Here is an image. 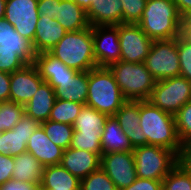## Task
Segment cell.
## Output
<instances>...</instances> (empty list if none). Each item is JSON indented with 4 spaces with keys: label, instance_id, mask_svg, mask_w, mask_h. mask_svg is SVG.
Segmentation results:
<instances>
[{
    "label": "cell",
    "instance_id": "35",
    "mask_svg": "<svg viewBox=\"0 0 191 190\" xmlns=\"http://www.w3.org/2000/svg\"><path fill=\"white\" fill-rule=\"evenodd\" d=\"M175 124L181 143L191 138V100L175 115Z\"/></svg>",
    "mask_w": 191,
    "mask_h": 190
},
{
    "label": "cell",
    "instance_id": "7",
    "mask_svg": "<svg viewBox=\"0 0 191 190\" xmlns=\"http://www.w3.org/2000/svg\"><path fill=\"white\" fill-rule=\"evenodd\" d=\"M191 100V82L182 76L158 80L148 101L162 111L175 115Z\"/></svg>",
    "mask_w": 191,
    "mask_h": 190
},
{
    "label": "cell",
    "instance_id": "47",
    "mask_svg": "<svg viewBox=\"0 0 191 190\" xmlns=\"http://www.w3.org/2000/svg\"><path fill=\"white\" fill-rule=\"evenodd\" d=\"M76 3H78L82 8H84L86 11L90 8L91 3H93L96 0H72Z\"/></svg>",
    "mask_w": 191,
    "mask_h": 190
},
{
    "label": "cell",
    "instance_id": "33",
    "mask_svg": "<svg viewBox=\"0 0 191 190\" xmlns=\"http://www.w3.org/2000/svg\"><path fill=\"white\" fill-rule=\"evenodd\" d=\"M178 54L180 59V74L191 82V37L182 32L176 38Z\"/></svg>",
    "mask_w": 191,
    "mask_h": 190
},
{
    "label": "cell",
    "instance_id": "34",
    "mask_svg": "<svg viewBox=\"0 0 191 190\" xmlns=\"http://www.w3.org/2000/svg\"><path fill=\"white\" fill-rule=\"evenodd\" d=\"M80 190H118L106 172L100 167L81 179Z\"/></svg>",
    "mask_w": 191,
    "mask_h": 190
},
{
    "label": "cell",
    "instance_id": "10",
    "mask_svg": "<svg viewBox=\"0 0 191 190\" xmlns=\"http://www.w3.org/2000/svg\"><path fill=\"white\" fill-rule=\"evenodd\" d=\"M121 61L142 63L148 56L153 40L138 24L121 23L118 25Z\"/></svg>",
    "mask_w": 191,
    "mask_h": 190
},
{
    "label": "cell",
    "instance_id": "30",
    "mask_svg": "<svg viewBox=\"0 0 191 190\" xmlns=\"http://www.w3.org/2000/svg\"><path fill=\"white\" fill-rule=\"evenodd\" d=\"M83 104L56 99L49 115V120L73 125Z\"/></svg>",
    "mask_w": 191,
    "mask_h": 190
},
{
    "label": "cell",
    "instance_id": "45",
    "mask_svg": "<svg viewBox=\"0 0 191 190\" xmlns=\"http://www.w3.org/2000/svg\"><path fill=\"white\" fill-rule=\"evenodd\" d=\"M180 15L185 19L191 14V0H173Z\"/></svg>",
    "mask_w": 191,
    "mask_h": 190
},
{
    "label": "cell",
    "instance_id": "14",
    "mask_svg": "<svg viewBox=\"0 0 191 190\" xmlns=\"http://www.w3.org/2000/svg\"><path fill=\"white\" fill-rule=\"evenodd\" d=\"M43 82L34 64H27L14 71L10 77V101L25 106Z\"/></svg>",
    "mask_w": 191,
    "mask_h": 190
},
{
    "label": "cell",
    "instance_id": "26",
    "mask_svg": "<svg viewBox=\"0 0 191 190\" xmlns=\"http://www.w3.org/2000/svg\"><path fill=\"white\" fill-rule=\"evenodd\" d=\"M81 180L61 164L44 167L40 189L80 190Z\"/></svg>",
    "mask_w": 191,
    "mask_h": 190
},
{
    "label": "cell",
    "instance_id": "24",
    "mask_svg": "<svg viewBox=\"0 0 191 190\" xmlns=\"http://www.w3.org/2000/svg\"><path fill=\"white\" fill-rule=\"evenodd\" d=\"M55 19L67 32L90 27L87 11L72 0H60Z\"/></svg>",
    "mask_w": 191,
    "mask_h": 190
},
{
    "label": "cell",
    "instance_id": "2",
    "mask_svg": "<svg viewBox=\"0 0 191 190\" xmlns=\"http://www.w3.org/2000/svg\"><path fill=\"white\" fill-rule=\"evenodd\" d=\"M139 125L147 138V145L170 149L179 155V139L174 115L162 111L150 101H139Z\"/></svg>",
    "mask_w": 191,
    "mask_h": 190
},
{
    "label": "cell",
    "instance_id": "3",
    "mask_svg": "<svg viewBox=\"0 0 191 190\" xmlns=\"http://www.w3.org/2000/svg\"><path fill=\"white\" fill-rule=\"evenodd\" d=\"M49 53L77 71H89L97 67L91 26L67 32Z\"/></svg>",
    "mask_w": 191,
    "mask_h": 190
},
{
    "label": "cell",
    "instance_id": "23",
    "mask_svg": "<svg viewBox=\"0 0 191 190\" xmlns=\"http://www.w3.org/2000/svg\"><path fill=\"white\" fill-rule=\"evenodd\" d=\"M103 154L110 152H132L134 147L114 116L106 119L101 134Z\"/></svg>",
    "mask_w": 191,
    "mask_h": 190
},
{
    "label": "cell",
    "instance_id": "4",
    "mask_svg": "<svg viewBox=\"0 0 191 190\" xmlns=\"http://www.w3.org/2000/svg\"><path fill=\"white\" fill-rule=\"evenodd\" d=\"M126 101L108 67L89 70L87 106L110 117L114 116Z\"/></svg>",
    "mask_w": 191,
    "mask_h": 190
},
{
    "label": "cell",
    "instance_id": "6",
    "mask_svg": "<svg viewBox=\"0 0 191 190\" xmlns=\"http://www.w3.org/2000/svg\"><path fill=\"white\" fill-rule=\"evenodd\" d=\"M136 175L142 179L163 180L178 164V155L155 145L135 147L133 150Z\"/></svg>",
    "mask_w": 191,
    "mask_h": 190
},
{
    "label": "cell",
    "instance_id": "43",
    "mask_svg": "<svg viewBox=\"0 0 191 190\" xmlns=\"http://www.w3.org/2000/svg\"><path fill=\"white\" fill-rule=\"evenodd\" d=\"M0 190H40V184L9 180L0 185Z\"/></svg>",
    "mask_w": 191,
    "mask_h": 190
},
{
    "label": "cell",
    "instance_id": "31",
    "mask_svg": "<svg viewBox=\"0 0 191 190\" xmlns=\"http://www.w3.org/2000/svg\"><path fill=\"white\" fill-rule=\"evenodd\" d=\"M162 190H191V170L178 163L163 179Z\"/></svg>",
    "mask_w": 191,
    "mask_h": 190
},
{
    "label": "cell",
    "instance_id": "22",
    "mask_svg": "<svg viewBox=\"0 0 191 190\" xmlns=\"http://www.w3.org/2000/svg\"><path fill=\"white\" fill-rule=\"evenodd\" d=\"M0 48L15 50V53L26 63L34 64L36 53L32 43L20 36L6 20H0Z\"/></svg>",
    "mask_w": 191,
    "mask_h": 190
},
{
    "label": "cell",
    "instance_id": "28",
    "mask_svg": "<svg viewBox=\"0 0 191 190\" xmlns=\"http://www.w3.org/2000/svg\"><path fill=\"white\" fill-rule=\"evenodd\" d=\"M107 118L106 114L100 113L90 106L83 105L72 126L74 131L80 133V136H101Z\"/></svg>",
    "mask_w": 191,
    "mask_h": 190
},
{
    "label": "cell",
    "instance_id": "46",
    "mask_svg": "<svg viewBox=\"0 0 191 190\" xmlns=\"http://www.w3.org/2000/svg\"><path fill=\"white\" fill-rule=\"evenodd\" d=\"M188 36L191 37V14L184 19V31Z\"/></svg>",
    "mask_w": 191,
    "mask_h": 190
},
{
    "label": "cell",
    "instance_id": "12",
    "mask_svg": "<svg viewBox=\"0 0 191 190\" xmlns=\"http://www.w3.org/2000/svg\"><path fill=\"white\" fill-rule=\"evenodd\" d=\"M100 167L118 190L130 186L137 179L133 151L102 154Z\"/></svg>",
    "mask_w": 191,
    "mask_h": 190
},
{
    "label": "cell",
    "instance_id": "44",
    "mask_svg": "<svg viewBox=\"0 0 191 190\" xmlns=\"http://www.w3.org/2000/svg\"><path fill=\"white\" fill-rule=\"evenodd\" d=\"M11 74L0 71V102L10 101Z\"/></svg>",
    "mask_w": 191,
    "mask_h": 190
},
{
    "label": "cell",
    "instance_id": "8",
    "mask_svg": "<svg viewBox=\"0 0 191 190\" xmlns=\"http://www.w3.org/2000/svg\"><path fill=\"white\" fill-rule=\"evenodd\" d=\"M144 64L156 81L179 76L180 59L176 38L153 40Z\"/></svg>",
    "mask_w": 191,
    "mask_h": 190
},
{
    "label": "cell",
    "instance_id": "21",
    "mask_svg": "<svg viewBox=\"0 0 191 190\" xmlns=\"http://www.w3.org/2000/svg\"><path fill=\"white\" fill-rule=\"evenodd\" d=\"M89 71H78L73 78L56 80V99L78 102L86 105Z\"/></svg>",
    "mask_w": 191,
    "mask_h": 190
},
{
    "label": "cell",
    "instance_id": "18",
    "mask_svg": "<svg viewBox=\"0 0 191 190\" xmlns=\"http://www.w3.org/2000/svg\"><path fill=\"white\" fill-rule=\"evenodd\" d=\"M66 33L67 31L55 18L39 15L32 45L34 52L36 54L50 52Z\"/></svg>",
    "mask_w": 191,
    "mask_h": 190
},
{
    "label": "cell",
    "instance_id": "42",
    "mask_svg": "<svg viewBox=\"0 0 191 190\" xmlns=\"http://www.w3.org/2000/svg\"><path fill=\"white\" fill-rule=\"evenodd\" d=\"M178 163L183 168L191 170V138L181 143V150L178 155Z\"/></svg>",
    "mask_w": 191,
    "mask_h": 190
},
{
    "label": "cell",
    "instance_id": "38",
    "mask_svg": "<svg viewBox=\"0 0 191 190\" xmlns=\"http://www.w3.org/2000/svg\"><path fill=\"white\" fill-rule=\"evenodd\" d=\"M27 64L15 53V50L0 48V71L13 73L22 69Z\"/></svg>",
    "mask_w": 191,
    "mask_h": 190
},
{
    "label": "cell",
    "instance_id": "25",
    "mask_svg": "<svg viewBox=\"0 0 191 190\" xmlns=\"http://www.w3.org/2000/svg\"><path fill=\"white\" fill-rule=\"evenodd\" d=\"M55 100L54 89L44 81L31 100L24 106L25 114L40 123L47 121Z\"/></svg>",
    "mask_w": 191,
    "mask_h": 190
},
{
    "label": "cell",
    "instance_id": "13",
    "mask_svg": "<svg viewBox=\"0 0 191 190\" xmlns=\"http://www.w3.org/2000/svg\"><path fill=\"white\" fill-rule=\"evenodd\" d=\"M41 123L24 115L12 130L0 132V154L17 156L27 151V142Z\"/></svg>",
    "mask_w": 191,
    "mask_h": 190
},
{
    "label": "cell",
    "instance_id": "32",
    "mask_svg": "<svg viewBox=\"0 0 191 190\" xmlns=\"http://www.w3.org/2000/svg\"><path fill=\"white\" fill-rule=\"evenodd\" d=\"M24 105L15 102H1L0 105V132L12 130L24 115Z\"/></svg>",
    "mask_w": 191,
    "mask_h": 190
},
{
    "label": "cell",
    "instance_id": "1",
    "mask_svg": "<svg viewBox=\"0 0 191 190\" xmlns=\"http://www.w3.org/2000/svg\"><path fill=\"white\" fill-rule=\"evenodd\" d=\"M138 25L152 40H170L184 31V18L173 0H147Z\"/></svg>",
    "mask_w": 191,
    "mask_h": 190
},
{
    "label": "cell",
    "instance_id": "17",
    "mask_svg": "<svg viewBox=\"0 0 191 190\" xmlns=\"http://www.w3.org/2000/svg\"><path fill=\"white\" fill-rule=\"evenodd\" d=\"M114 117L134 148L147 145L146 135L139 125V101L127 100L115 113Z\"/></svg>",
    "mask_w": 191,
    "mask_h": 190
},
{
    "label": "cell",
    "instance_id": "15",
    "mask_svg": "<svg viewBox=\"0 0 191 190\" xmlns=\"http://www.w3.org/2000/svg\"><path fill=\"white\" fill-rule=\"evenodd\" d=\"M27 151L42 165L50 166L61 163L64 149L54 144L40 125L28 139Z\"/></svg>",
    "mask_w": 191,
    "mask_h": 190
},
{
    "label": "cell",
    "instance_id": "27",
    "mask_svg": "<svg viewBox=\"0 0 191 190\" xmlns=\"http://www.w3.org/2000/svg\"><path fill=\"white\" fill-rule=\"evenodd\" d=\"M44 167L30 152H23L14 156L12 179L41 184Z\"/></svg>",
    "mask_w": 191,
    "mask_h": 190
},
{
    "label": "cell",
    "instance_id": "11",
    "mask_svg": "<svg viewBox=\"0 0 191 190\" xmlns=\"http://www.w3.org/2000/svg\"><path fill=\"white\" fill-rule=\"evenodd\" d=\"M91 30L97 67H108L121 61L118 25L93 26Z\"/></svg>",
    "mask_w": 191,
    "mask_h": 190
},
{
    "label": "cell",
    "instance_id": "41",
    "mask_svg": "<svg viewBox=\"0 0 191 190\" xmlns=\"http://www.w3.org/2000/svg\"><path fill=\"white\" fill-rule=\"evenodd\" d=\"M60 0H38L37 9L39 15H46L50 18L57 16Z\"/></svg>",
    "mask_w": 191,
    "mask_h": 190
},
{
    "label": "cell",
    "instance_id": "37",
    "mask_svg": "<svg viewBox=\"0 0 191 190\" xmlns=\"http://www.w3.org/2000/svg\"><path fill=\"white\" fill-rule=\"evenodd\" d=\"M70 147L74 149H81L92 153H96L100 157L103 154L101 147V136H80L79 132L74 131Z\"/></svg>",
    "mask_w": 191,
    "mask_h": 190
},
{
    "label": "cell",
    "instance_id": "16",
    "mask_svg": "<svg viewBox=\"0 0 191 190\" xmlns=\"http://www.w3.org/2000/svg\"><path fill=\"white\" fill-rule=\"evenodd\" d=\"M101 157L86 150L67 148L63 152L61 165L80 180L100 168Z\"/></svg>",
    "mask_w": 191,
    "mask_h": 190
},
{
    "label": "cell",
    "instance_id": "48",
    "mask_svg": "<svg viewBox=\"0 0 191 190\" xmlns=\"http://www.w3.org/2000/svg\"><path fill=\"white\" fill-rule=\"evenodd\" d=\"M5 3L6 0H0V20L4 19Z\"/></svg>",
    "mask_w": 191,
    "mask_h": 190
},
{
    "label": "cell",
    "instance_id": "5",
    "mask_svg": "<svg viewBox=\"0 0 191 190\" xmlns=\"http://www.w3.org/2000/svg\"><path fill=\"white\" fill-rule=\"evenodd\" d=\"M126 100H149L156 80L144 62H115L108 66Z\"/></svg>",
    "mask_w": 191,
    "mask_h": 190
},
{
    "label": "cell",
    "instance_id": "19",
    "mask_svg": "<svg viewBox=\"0 0 191 190\" xmlns=\"http://www.w3.org/2000/svg\"><path fill=\"white\" fill-rule=\"evenodd\" d=\"M34 65L38 69L39 75L53 89L56 88V80L73 78L78 72L75 69L67 67L49 52L36 54Z\"/></svg>",
    "mask_w": 191,
    "mask_h": 190
},
{
    "label": "cell",
    "instance_id": "39",
    "mask_svg": "<svg viewBox=\"0 0 191 190\" xmlns=\"http://www.w3.org/2000/svg\"><path fill=\"white\" fill-rule=\"evenodd\" d=\"M14 157L0 154V185L12 180Z\"/></svg>",
    "mask_w": 191,
    "mask_h": 190
},
{
    "label": "cell",
    "instance_id": "20",
    "mask_svg": "<svg viewBox=\"0 0 191 190\" xmlns=\"http://www.w3.org/2000/svg\"><path fill=\"white\" fill-rule=\"evenodd\" d=\"M123 9L120 0H96L87 10V18L91 27L120 25Z\"/></svg>",
    "mask_w": 191,
    "mask_h": 190
},
{
    "label": "cell",
    "instance_id": "29",
    "mask_svg": "<svg viewBox=\"0 0 191 190\" xmlns=\"http://www.w3.org/2000/svg\"><path fill=\"white\" fill-rule=\"evenodd\" d=\"M41 126L54 144L64 150L70 147L74 132L72 125L47 120L42 122Z\"/></svg>",
    "mask_w": 191,
    "mask_h": 190
},
{
    "label": "cell",
    "instance_id": "9",
    "mask_svg": "<svg viewBox=\"0 0 191 190\" xmlns=\"http://www.w3.org/2000/svg\"><path fill=\"white\" fill-rule=\"evenodd\" d=\"M38 0H6L4 20L33 45L39 12Z\"/></svg>",
    "mask_w": 191,
    "mask_h": 190
},
{
    "label": "cell",
    "instance_id": "36",
    "mask_svg": "<svg viewBox=\"0 0 191 190\" xmlns=\"http://www.w3.org/2000/svg\"><path fill=\"white\" fill-rule=\"evenodd\" d=\"M123 9L122 23L138 24L147 0H120Z\"/></svg>",
    "mask_w": 191,
    "mask_h": 190
},
{
    "label": "cell",
    "instance_id": "40",
    "mask_svg": "<svg viewBox=\"0 0 191 190\" xmlns=\"http://www.w3.org/2000/svg\"><path fill=\"white\" fill-rule=\"evenodd\" d=\"M162 181L137 177L133 184L121 190H162Z\"/></svg>",
    "mask_w": 191,
    "mask_h": 190
}]
</instances>
